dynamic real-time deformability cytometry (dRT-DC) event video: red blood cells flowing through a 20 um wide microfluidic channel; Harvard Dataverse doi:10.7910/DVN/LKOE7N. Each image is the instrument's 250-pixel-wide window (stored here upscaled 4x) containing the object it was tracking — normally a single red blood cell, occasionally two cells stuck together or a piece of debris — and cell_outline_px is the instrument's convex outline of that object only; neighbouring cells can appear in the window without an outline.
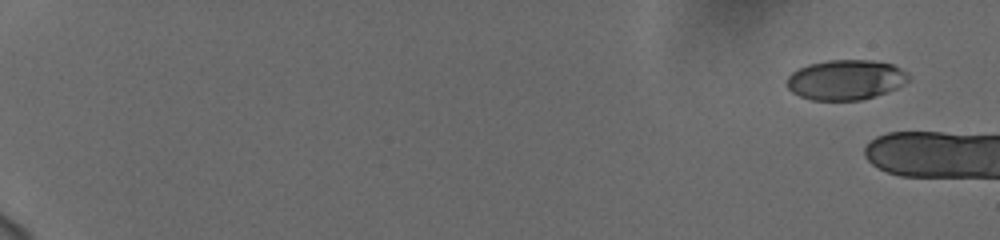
{"species": "human", "species_latin": "Homo sapiens", "temperature_condition": "cold", "stored_images_in_passage": 6, "camera_frame_rate_fps": 3000, "um_per_image_px": 0.085, "donor": {"sex": "female"}, "frame": {"image": 1, "passage_image": 1, "time_ms": 0.0, "image_size_px": [1000, 240], "cell_outline_px": [[908, 80], [904, 84], [896, 88], [860, 100], [812, 100], [800, 96], [792, 92], [788, 88], [788, 76], [792, 72], [808, 64], [828, 60], [872, 60], [892, 64], [908, 72]], "centroid_in_image_um": [71.88, 6.77], "position_along_channel_um": 13.1, "area_um2": 28.15}}